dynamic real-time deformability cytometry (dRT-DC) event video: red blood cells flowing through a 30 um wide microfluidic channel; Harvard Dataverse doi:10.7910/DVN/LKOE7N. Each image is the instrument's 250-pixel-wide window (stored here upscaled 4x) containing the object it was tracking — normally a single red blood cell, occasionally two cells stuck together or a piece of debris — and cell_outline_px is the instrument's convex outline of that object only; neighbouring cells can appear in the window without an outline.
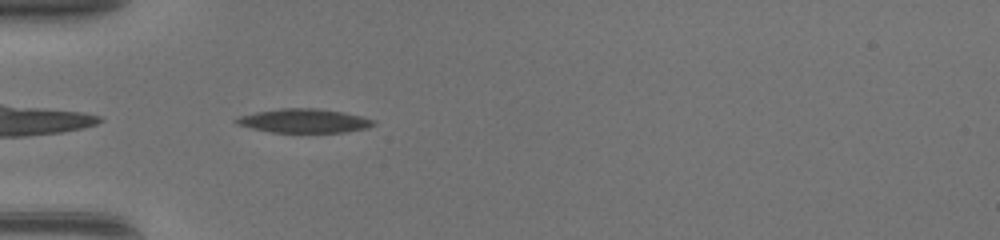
{"species": "common noctule bat (a hibernating species)", "species_latin": "Nyctalus noctula", "temperature_condition": "warm", "stored_images_in_passage": 33, "camera_frame_rate_fps": 3000, "um_per_image_px": 0.085, "animal": {"sex": "female", "body_mass_g": 17.0, "forearm_length_mm": 48.0}, "frame": {"image": 1, "passage_image": 1, "time_ms": 0.0, "image_size_px": [1000, 240], "cell_outline_px": [[376, 124], [368, 128], [344, 132], [272, 132], [252, 128], [236, 124], [232, 120], [240, 116], [256, 112], [280, 108], [316, 108], [344, 112], [376, 120]], "centroid_in_image_um": [25.86, 10.26], "position_along_channel_um": 59.1, "area_um2": 19.13}}
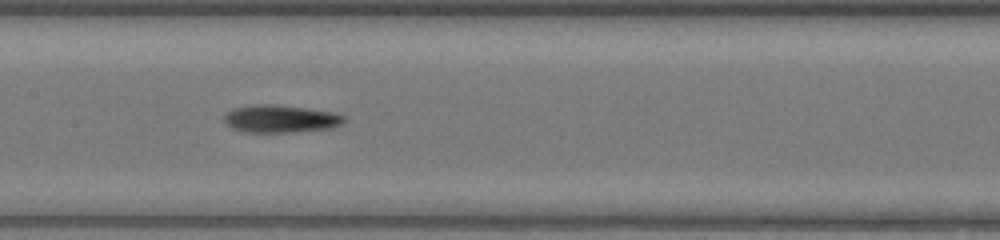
{"frame": {"image": 2, "passage_image": 10, "time_ms": 3.0, "image_size_px": [1000, 240], "cell_outline_px": [[344, 120], [340, 124], [332, 128], [288, 132], [244, 132], [232, 128], [224, 120], [224, 116], [232, 108], [256, 104], [272, 104], [304, 108], [332, 112], [344, 116]], "centroid_in_image_um": [23.81, 10.1], "position_along_channel_um": 183.6, "area_um2": 19.02}}
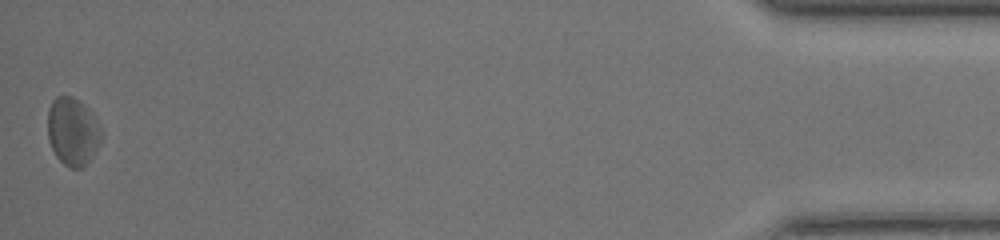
{"frame": {"image": 3, "passage_image": 33, "time_ms": 10.667, "image_size_px": [1000, 240], "cell_outline_px": [[100, 140], [92, 156], [80, 168], [68, 168], [56, 156], [48, 140], [48, 108], [52, 100], [56, 96], [72, 96], [88, 108], [100, 128]], "centroid_in_image_um": [6.13, 11.16], "position_along_channel_um": 429.1, "area_um2": 20.81}, "authors_computed_cell_mechanics": {"area_um2": 19.1318, "velocity_mm_per_s": 4.3746, "shape_relaxation_time_tau1_ms": null, "shape_relaxation_time_tau2_ms": 2.7606, "deformation_change_tau1": null, "deformation_change_tau2": 0.1363}}